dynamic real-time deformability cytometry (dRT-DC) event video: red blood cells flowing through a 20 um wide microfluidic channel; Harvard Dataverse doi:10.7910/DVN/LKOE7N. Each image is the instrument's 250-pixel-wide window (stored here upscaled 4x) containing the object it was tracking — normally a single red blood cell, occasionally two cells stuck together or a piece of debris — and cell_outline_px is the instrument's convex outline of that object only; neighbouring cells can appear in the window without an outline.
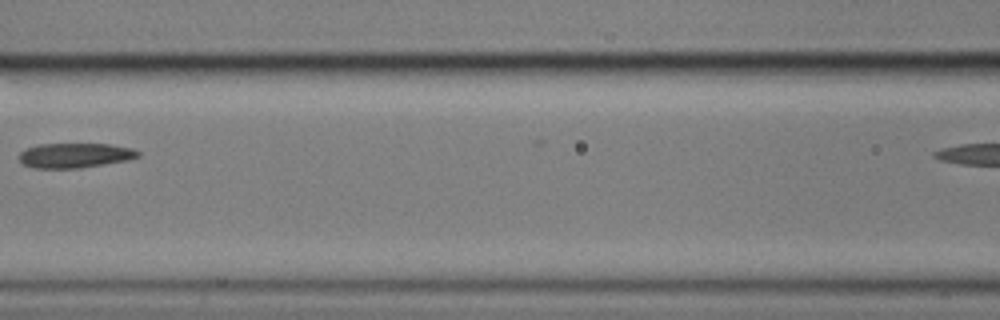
{"species": "common noctule bat (a hibernating species)", "species_latin": "Nyctalus noctula", "temperature_condition": "cold", "stored_images_in_passage": 7, "segment_of_instrument_passage": [1, 2], "camera_frame_rate_fps": 3000, "um_per_image_px": 0.085, "animal": {"sex": "male", "body_mass_g": 17.9}, "frame": {"image": 1, "passage_image": 6, "time_ms": 1.667, "image_size_px": [1000, 320], "cell_outline_px": [[140, 156], [128, 160], [80, 168], [36, 168], [24, 164], [20, 160], [20, 152], [28, 148], [40, 144], [108, 144], [132, 148], [140, 152]], "centroid_in_image_um": [6.4, 13.21], "position_along_channel_um": 160.2, "area_um2": 16.99}}